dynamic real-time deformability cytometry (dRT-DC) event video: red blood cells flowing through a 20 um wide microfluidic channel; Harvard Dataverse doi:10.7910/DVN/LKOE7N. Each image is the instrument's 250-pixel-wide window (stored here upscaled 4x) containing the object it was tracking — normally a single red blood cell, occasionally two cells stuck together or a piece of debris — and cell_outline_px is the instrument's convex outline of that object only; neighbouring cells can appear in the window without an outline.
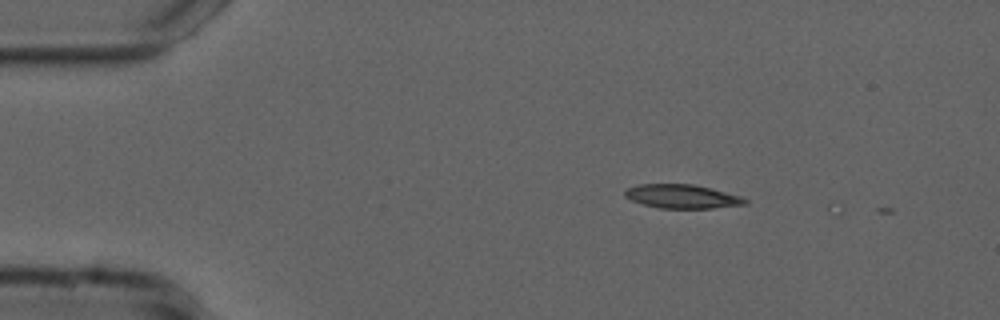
{"species": "common noctule bat (a hibernating species)", "species_latin": "Nyctalus noctula", "temperature_condition": "cold", "stored_images_in_passage": 3, "camera_frame_rate_fps": 3000, "um_per_image_px": 0.085, "animal": {"sex": "male", "forearm_length_mm": 52.5}, "frame": {"image": 1, "passage_image": 2, "time_ms": 0.333, "image_size_px": [1000, 320], "cell_outline_px": [[748, 204], [712, 208], [660, 208], [644, 204], [632, 200], [624, 196], [624, 192], [628, 188], [640, 184], [692, 184], [712, 188], [740, 196], [748, 200]], "centroid_in_image_um": [58.0, 16.69], "position_along_channel_um": 27.0, "area_um2": 16.59}}